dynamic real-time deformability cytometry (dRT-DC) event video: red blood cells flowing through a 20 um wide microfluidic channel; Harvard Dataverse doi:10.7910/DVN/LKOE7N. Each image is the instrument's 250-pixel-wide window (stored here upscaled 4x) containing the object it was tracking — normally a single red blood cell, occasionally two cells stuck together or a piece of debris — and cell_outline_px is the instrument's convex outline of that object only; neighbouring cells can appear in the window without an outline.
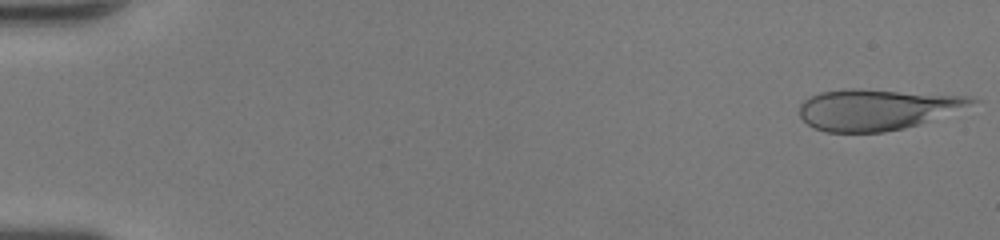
{"species": "human", "species_latin": "Homo sapiens", "temperature_condition": "room temperature", "stored_images_in_passage": 48, "camera_frame_rate_fps": 3000, "um_per_image_px": 0.085, "donor": {"sex": "female"}, "frame": {"image": 1, "passage_image": 1, "time_ms": 0.0, "image_size_px": [1000, 240], "cell_outline_px": [[980, 100], [916, 124], [904, 128], [884, 132], [824, 132], [808, 124], [800, 116], [800, 104], [808, 96], [820, 92], [848, 88], [856, 88], [972, 96]], "centroid_in_image_um": [74.42, 9.28], "position_along_channel_um": 10.6, "area_um2": 40.46}}
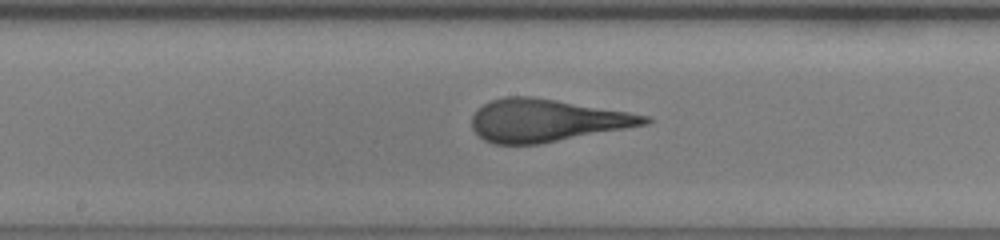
{"frame": {"image": 2, "passage_image": 26, "time_ms": 8.333, "image_size_px": [1000, 240], "cell_outline_px": [[652, 120], [648, 124], [540, 144], [492, 144], [484, 140], [472, 128], [472, 116], [476, 108], [492, 100], [504, 96], [532, 96], [652, 116]], "centroid_in_image_um": [46.44, 10.24], "position_along_channel_um": 201.8, "area_um2": 42.77}}
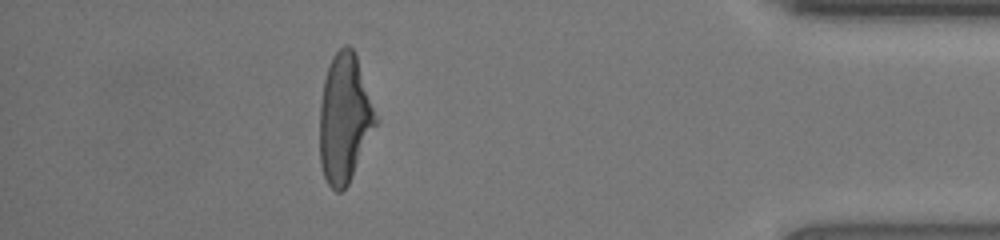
{"frame": {"image": 3, "passage_image": 43, "time_ms": 14.0, "image_size_px": [1000, 240], "cell_outline_px": [[376, 124], [348, 184], [340, 192], [336, 192], [328, 184], [324, 176], [320, 164], [320, 104], [324, 80], [332, 56], [344, 44], [348, 44], [352, 48], [356, 56], [376, 116]], "centroid_in_image_um": [29.25, 10.07], "position_along_channel_um": 406.0, "area_um2": 41.1}, "authors_computed_cell_mechanics": {"area_um2": 42.3096, "velocity_mm_per_s": 4.3367, "shape_relaxation_time_tau1_ms": 4.563, "shape_relaxation_time_tau2_ms": null, "deformation_change_tau1": 0.2354, "deformation_change_tau2": null}}